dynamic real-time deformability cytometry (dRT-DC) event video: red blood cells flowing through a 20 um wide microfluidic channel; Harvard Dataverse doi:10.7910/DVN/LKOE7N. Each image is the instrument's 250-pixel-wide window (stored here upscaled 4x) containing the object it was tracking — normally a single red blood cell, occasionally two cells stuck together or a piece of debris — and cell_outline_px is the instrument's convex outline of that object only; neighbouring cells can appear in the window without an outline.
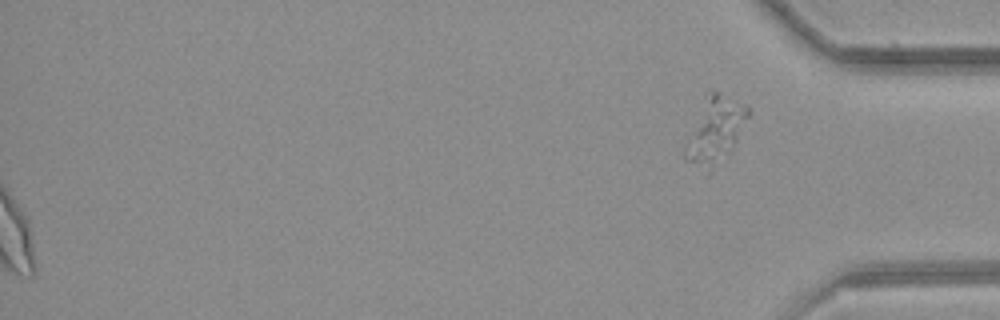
{"species": "common noctule bat (a hibernating species)", "species_latin": "Nyctalus noctula", "temperature_condition": "room temperature", "stored_images_in_passage": 52, "segment_of_instrument_passage": [2, 2], "camera_frame_rate_fps": 3000, "um_per_image_px": 0.085, "animal": {"sex": "female", "body_mass_g": 21.9}, "frame": {"image": 1, "passage_image": 52, "time_ms": 17.0, "image_size_px": [1000, 320], "cell_outline_px": [[752, 112], [732, 148], [728, 152], [696, 136], [696, 132], [720, 108], [744, 104], [748, 104], [752, 108]], "centroid_in_image_um": [61.66, 10.73], "position_along_channel_um": 373.5, "area_um2": 11.16}}